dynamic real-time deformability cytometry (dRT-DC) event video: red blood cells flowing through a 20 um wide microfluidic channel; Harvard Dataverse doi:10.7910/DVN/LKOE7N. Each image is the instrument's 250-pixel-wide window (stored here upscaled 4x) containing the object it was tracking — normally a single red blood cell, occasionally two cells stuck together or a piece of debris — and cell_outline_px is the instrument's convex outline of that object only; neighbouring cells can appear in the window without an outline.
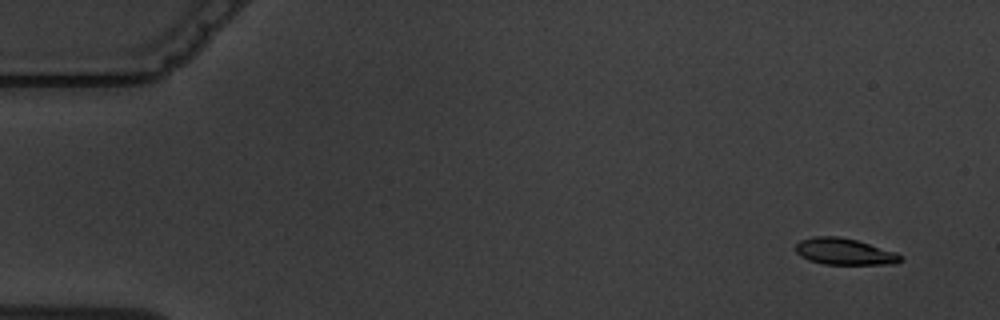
{"species": "common noctule bat (a hibernating species)", "species_latin": "Nyctalus noctula", "temperature_condition": "warm", "stored_images_in_passage": 6, "camera_frame_rate_fps": 3000, "um_per_image_px": 0.085, "animal": {"sex": "male", "body_mass_g": 19.5, "forearm_length_mm": 54.6}, "frame": {"image": 1, "passage_image": 1, "time_ms": 0.0, "image_size_px": [1000, 320], "cell_outline_px": [[904, 260], [896, 264], [824, 264], [808, 260], [800, 256], [796, 252], [796, 244], [800, 240], [812, 236], [836, 236], [856, 240], [896, 252], [904, 256]], "centroid_in_image_um": [71.79, 21.39], "position_along_channel_um": 13.2, "area_um2": 16.3}}
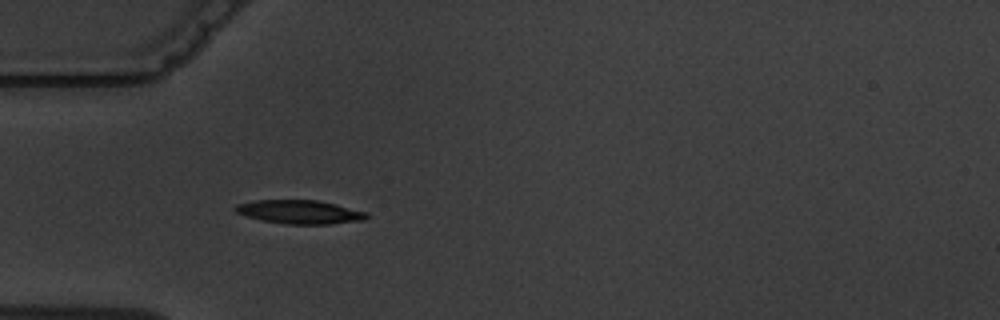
{"frame": {"image": 2, "passage_image": 5, "time_ms": 4.667, "image_size_px": [1000, 320], "cell_outline_px": [[368, 220], [328, 224], [288, 224], [260, 220], [236, 212], [232, 208], [236, 204], [256, 200], [316, 200], [368, 212]], "centroid_in_image_um": [25.48, 18.02], "position_along_channel_um": 59.5, "area_um2": 18.09}}